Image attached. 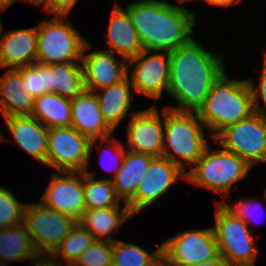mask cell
Listing matches in <instances>:
<instances>
[{"label":"cell","instance_id":"ba28073f","mask_svg":"<svg viewBox=\"0 0 266 266\" xmlns=\"http://www.w3.org/2000/svg\"><path fill=\"white\" fill-rule=\"evenodd\" d=\"M78 221L41 202L25 205L22 224L37 253H53Z\"/></svg>","mask_w":266,"mask_h":266},{"label":"cell","instance_id":"5bb4252c","mask_svg":"<svg viewBox=\"0 0 266 266\" xmlns=\"http://www.w3.org/2000/svg\"><path fill=\"white\" fill-rule=\"evenodd\" d=\"M156 104L150 108L138 112H130L131 120L126 126L127 143L126 150L145 153L154 157L163 154L164 143V108L163 119L160 117ZM163 121H162V120Z\"/></svg>","mask_w":266,"mask_h":266},{"label":"cell","instance_id":"3957f363","mask_svg":"<svg viewBox=\"0 0 266 266\" xmlns=\"http://www.w3.org/2000/svg\"><path fill=\"white\" fill-rule=\"evenodd\" d=\"M254 113L252 92L247 79H232L224 72L213 84L197 114L214 138L221 130Z\"/></svg>","mask_w":266,"mask_h":266},{"label":"cell","instance_id":"d6986e66","mask_svg":"<svg viewBox=\"0 0 266 266\" xmlns=\"http://www.w3.org/2000/svg\"><path fill=\"white\" fill-rule=\"evenodd\" d=\"M106 35L108 49L118 57L129 60L143 51L139 36L125 9L114 2ZM115 51V52H114Z\"/></svg>","mask_w":266,"mask_h":266},{"label":"cell","instance_id":"74e56055","mask_svg":"<svg viewBox=\"0 0 266 266\" xmlns=\"http://www.w3.org/2000/svg\"><path fill=\"white\" fill-rule=\"evenodd\" d=\"M31 261H34L31 266H63L61 260L52 253H37Z\"/></svg>","mask_w":266,"mask_h":266},{"label":"cell","instance_id":"ee69618b","mask_svg":"<svg viewBox=\"0 0 266 266\" xmlns=\"http://www.w3.org/2000/svg\"><path fill=\"white\" fill-rule=\"evenodd\" d=\"M187 1L190 2V1H193V0H177V2L180 3V4H181V3H185V2H187Z\"/></svg>","mask_w":266,"mask_h":266},{"label":"cell","instance_id":"44dd1931","mask_svg":"<svg viewBox=\"0 0 266 266\" xmlns=\"http://www.w3.org/2000/svg\"><path fill=\"white\" fill-rule=\"evenodd\" d=\"M131 91L134 93L128 75L120 82L94 91L103 119L113 131L126 118V115L129 114L132 99Z\"/></svg>","mask_w":266,"mask_h":266},{"label":"cell","instance_id":"603a6c76","mask_svg":"<svg viewBox=\"0 0 266 266\" xmlns=\"http://www.w3.org/2000/svg\"><path fill=\"white\" fill-rule=\"evenodd\" d=\"M134 216L129 206L125 203L120 206L85 210L82 218L78 221L96 240L114 243L118 239L110 237L119 230L123 222ZM117 230V231H115Z\"/></svg>","mask_w":266,"mask_h":266},{"label":"cell","instance_id":"83f0119b","mask_svg":"<svg viewBox=\"0 0 266 266\" xmlns=\"http://www.w3.org/2000/svg\"><path fill=\"white\" fill-rule=\"evenodd\" d=\"M88 169L83 172L85 210L120 206L121 199L116 194L112 180L96 179V175Z\"/></svg>","mask_w":266,"mask_h":266},{"label":"cell","instance_id":"bcb514c9","mask_svg":"<svg viewBox=\"0 0 266 266\" xmlns=\"http://www.w3.org/2000/svg\"><path fill=\"white\" fill-rule=\"evenodd\" d=\"M264 198H265V200H266V190L264 191V196H263Z\"/></svg>","mask_w":266,"mask_h":266},{"label":"cell","instance_id":"7bdbcfd3","mask_svg":"<svg viewBox=\"0 0 266 266\" xmlns=\"http://www.w3.org/2000/svg\"><path fill=\"white\" fill-rule=\"evenodd\" d=\"M5 9L4 8H2V7H0V11L1 12H3ZM3 26H2V21H1V19H0V37L2 36V28Z\"/></svg>","mask_w":266,"mask_h":266},{"label":"cell","instance_id":"9c48e42d","mask_svg":"<svg viewBox=\"0 0 266 266\" xmlns=\"http://www.w3.org/2000/svg\"><path fill=\"white\" fill-rule=\"evenodd\" d=\"M214 143L243 158L252 167L266 162V117L254 112L221 130Z\"/></svg>","mask_w":266,"mask_h":266},{"label":"cell","instance_id":"52a82bcc","mask_svg":"<svg viewBox=\"0 0 266 266\" xmlns=\"http://www.w3.org/2000/svg\"><path fill=\"white\" fill-rule=\"evenodd\" d=\"M67 17L55 15L37 26L36 62L45 65L81 62L87 40L65 21Z\"/></svg>","mask_w":266,"mask_h":266},{"label":"cell","instance_id":"30bf717a","mask_svg":"<svg viewBox=\"0 0 266 266\" xmlns=\"http://www.w3.org/2000/svg\"><path fill=\"white\" fill-rule=\"evenodd\" d=\"M161 244L162 266H194L220 257L212 227L180 231Z\"/></svg>","mask_w":266,"mask_h":266},{"label":"cell","instance_id":"4dcf8cb0","mask_svg":"<svg viewBox=\"0 0 266 266\" xmlns=\"http://www.w3.org/2000/svg\"><path fill=\"white\" fill-rule=\"evenodd\" d=\"M22 75L23 89L35 98L49 93L48 65L34 62L16 69Z\"/></svg>","mask_w":266,"mask_h":266},{"label":"cell","instance_id":"484cf974","mask_svg":"<svg viewBox=\"0 0 266 266\" xmlns=\"http://www.w3.org/2000/svg\"><path fill=\"white\" fill-rule=\"evenodd\" d=\"M48 68L49 92L71 100L86 89L81 62L50 64Z\"/></svg>","mask_w":266,"mask_h":266},{"label":"cell","instance_id":"1f68e13d","mask_svg":"<svg viewBox=\"0 0 266 266\" xmlns=\"http://www.w3.org/2000/svg\"><path fill=\"white\" fill-rule=\"evenodd\" d=\"M25 205L12 192L0 186V229L22 224Z\"/></svg>","mask_w":266,"mask_h":266},{"label":"cell","instance_id":"8d00e7d4","mask_svg":"<svg viewBox=\"0 0 266 266\" xmlns=\"http://www.w3.org/2000/svg\"><path fill=\"white\" fill-rule=\"evenodd\" d=\"M78 0H45L43 10L48 14L68 16Z\"/></svg>","mask_w":266,"mask_h":266},{"label":"cell","instance_id":"d6a6232c","mask_svg":"<svg viewBox=\"0 0 266 266\" xmlns=\"http://www.w3.org/2000/svg\"><path fill=\"white\" fill-rule=\"evenodd\" d=\"M113 243L96 240L73 266H112Z\"/></svg>","mask_w":266,"mask_h":266},{"label":"cell","instance_id":"7a4b0ae2","mask_svg":"<svg viewBox=\"0 0 266 266\" xmlns=\"http://www.w3.org/2000/svg\"><path fill=\"white\" fill-rule=\"evenodd\" d=\"M143 50L171 52L193 35L194 13L166 0H137L125 7Z\"/></svg>","mask_w":266,"mask_h":266},{"label":"cell","instance_id":"d4e9b609","mask_svg":"<svg viewBox=\"0 0 266 266\" xmlns=\"http://www.w3.org/2000/svg\"><path fill=\"white\" fill-rule=\"evenodd\" d=\"M30 116L48 129L71 126V102L53 92L35 98Z\"/></svg>","mask_w":266,"mask_h":266},{"label":"cell","instance_id":"ffe728a7","mask_svg":"<svg viewBox=\"0 0 266 266\" xmlns=\"http://www.w3.org/2000/svg\"><path fill=\"white\" fill-rule=\"evenodd\" d=\"M14 141L37 161L46 164L48 128L32 116L4 118Z\"/></svg>","mask_w":266,"mask_h":266},{"label":"cell","instance_id":"e0dca14e","mask_svg":"<svg viewBox=\"0 0 266 266\" xmlns=\"http://www.w3.org/2000/svg\"><path fill=\"white\" fill-rule=\"evenodd\" d=\"M71 126L89 140L110 137L113 130L104 121L93 91L84 90L70 100Z\"/></svg>","mask_w":266,"mask_h":266},{"label":"cell","instance_id":"f6af8a7d","mask_svg":"<svg viewBox=\"0 0 266 266\" xmlns=\"http://www.w3.org/2000/svg\"><path fill=\"white\" fill-rule=\"evenodd\" d=\"M0 266H8V264L2 260H0Z\"/></svg>","mask_w":266,"mask_h":266},{"label":"cell","instance_id":"cb8c5ba5","mask_svg":"<svg viewBox=\"0 0 266 266\" xmlns=\"http://www.w3.org/2000/svg\"><path fill=\"white\" fill-rule=\"evenodd\" d=\"M153 158L154 156L149 154L126 150L122 167L112 179L116 194L124 203L135 195Z\"/></svg>","mask_w":266,"mask_h":266},{"label":"cell","instance_id":"e575fe53","mask_svg":"<svg viewBox=\"0 0 266 266\" xmlns=\"http://www.w3.org/2000/svg\"><path fill=\"white\" fill-rule=\"evenodd\" d=\"M263 69H262V75L260 77V82L258 83V87H255L253 84L252 79H247L251 92H252V98H253V108L254 112L258 113L259 115L266 117V52L264 56V62H263ZM261 98V102H263L264 106L259 105V100Z\"/></svg>","mask_w":266,"mask_h":266},{"label":"cell","instance_id":"ac0fdd59","mask_svg":"<svg viewBox=\"0 0 266 266\" xmlns=\"http://www.w3.org/2000/svg\"><path fill=\"white\" fill-rule=\"evenodd\" d=\"M37 58V26L5 32L0 37V68L32 65Z\"/></svg>","mask_w":266,"mask_h":266},{"label":"cell","instance_id":"6da1fadb","mask_svg":"<svg viewBox=\"0 0 266 266\" xmlns=\"http://www.w3.org/2000/svg\"><path fill=\"white\" fill-rule=\"evenodd\" d=\"M206 50L192 37L169 52L170 77L167 92L178 106L165 108L198 114L213 84L225 72L222 56Z\"/></svg>","mask_w":266,"mask_h":266},{"label":"cell","instance_id":"d590c367","mask_svg":"<svg viewBox=\"0 0 266 266\" xmlns=\"http://www.w3.org/2000/svg\"><path fill=\"white\" fill-rule=\"evenodd\" d=\"M238 199H239L238 203L232 204L233 206L227 204V202L224 200L217 201V202H222L229 211H231L235 216L242 219L248 225L252 222L251 221L252 219L250 218V215H251L250 210L252 209V207H254L253 203H254V205H256L257 203L255 204V202H254V200H252V198L249 200H242L239 197ZM251 200L253 203L251 202Z\"/></svg>","mask_w":266,"mask_h":266},{"label":"cell","instance_id":"277c9868","mask_svg":"<svg viewBox=\"0 0 266 266\" xmlns=\"http://www.w3.org/2000/svg\"><path fill=\"white\" fill-rule=\"evenodd\" d=\"M207 129L197 114L181 113L164 107L163 157L178 165L185 173L209 145L204 136Z\"/></svg>","mask_w":266,"mask_h":266},{"label":"cell","instance_id":"9a60e30c","mask_svg":"<svg viewBox=\"0 0 266 266\" xmlns=\"http://www.w3.org/2000/svg\"><path fill=\"white\" fill-rule=\"evenodd\" d=\"M53 173L41 196V203L79 221L85 211L83 172Z\"/></svg>","mask_w":266,"mask_h":266},{"label":"cell","instance_id":"5b68a950","mask_svg":"<svg viewBox=\"0 0 266 266\" xmlns=\"http://www.w3.org/2000/svg\"><path fill=\"white\" fill-rule=\"evenodd\" d=\"M252 166L237 154L225 149L211 150L209 145L202 156L186 171V181L229 197L231 188L246 178Z\"/></svg>","mask_w":266,"mask_h":266},{"label":"cell","instance_id":"f1b7e54d","mask_svg":"<svg viewBox=\"0 0 266 266\" xmlns=\"http://www.w3.org/2000/svg\"><path fill=\"white\" fill-rule=\"evenodd\" d=\"M112 266H162V244L149 253L138 245L116 240L113 243Z\"/></svg>","mask_w":266,"mask_h":266},{"label":"cell","instance_id":"f35d334b","mask_svg":"<svg viewBox=\"0 0 266 266\" xmlns=\"http://www.w3.org/2000/svg\"><path fill=\"white\" fill-rule=\"evenodd\" d=\"M205 2H207L208 4L211 5H216L219 7H230L231 5H235V4H239L242 0H204Z\"/></svg>","mask_w":266,"mask_h":266},{"label":"cell","instance_id":"2e32d148","mask_svg":"<svg viewBox=\"0 0 266 266\" xmlns=\"http://www.w3.org/2000/svg\"><path fill=\"white\" fill-rule=\"evenodd\" d=\"M91 48L87 41L81 59L86 90L97 91L122 81L128 75V60L118 61L116 54L103 49L86 53Z\"/></svg>","mask_w":266,"mask_h":266},{"label":"cell","instance_id":"7c38bea8","mask_svg":"<svg viewBox=\"0 0 266 266\" xmlns=\"http://www.w3.org/2000/svg\"><path fill=\"white\" fill-rule=\"evenodd\" d=\"M152 53V54H150ZM148 54H150L148 56ZM134 66L131 76L129 70ZM128 77L136 94L160 100L168 90L170 61L168 52L143 50L128 60Z\"/></svg>","mask_w":266,"mask_h":266},{"label":"cell","instance_id":"60d3db41","mask_svg":"<svg viewBox=\"0 0 266 266\" xmlns=\"http://www.w3.org/2000/svg\"><path fill=\"white\" fill-rule=\"evenodd\" d=\"M16 1L17 0H0V7L6 10L10 5H13Z\"/></svg>","mask_w":266,"mask_h":266},{"label":"cell","instance_id":"8fae6325","mask_svg":"<svg viewBox=\"0 0 266 266\" xmlns=\"http://www.w3.org/2000/svg\"><path fill=\"white\" fill-rule=\"evenodd\" d=\"M96 141L89 140L72 126L50 128L46 165L60 172H84L89 167Z\"/></svg>","mask_w":266,"mask_h":266},{"label":"cell","instance_id":"ab89813d","mask_svg":"<svg viewBox=\"0 0 266 266\" xmlns=\"http://www.w3.org/2000/svg\"><path fill=\"white\" fill-rule=\"evenodd\" d=\"M194 266H229V265L222 257H219L218 259L202 262Z\"/></svg>","mask_w":266,"mask_h":266},{"label":"cell","instance_id":"7402d4cb","mask_svg":"<svg viewBox=\"0 0 266 266\" xmlns=\"http://www.w3.org/2000/svg\"><path fill=\"white\" fill-rule=\"evenodd\" d=\"M0 77V112L9 116H30L35 97L26 92L22 85V75L16 69H6Z\"/></svg>","mask_w":266,"mask_h":266},{"label":"cell","instance_id":"b9f144b4","mask_svg":"<svg viewBox=\"0 0 266 266\" xmlns=\"http://www.w3.org/2000/svg\"><path fill=\"white\" fill-rule=\"evenodd\" d=\"M23 2L31 3L33 5L37 6H42L45 3V0H22Z\"/></svg>","mask_w":266,"mask_h":266},{"label":"cell","instance_id":"4316f807","mask_svg":"<svg viewBox=\"0 0 266 266\" xmlns=\"http://www.w3.org/2000/svg\"><path fill=\"white\" fill-rule=\"evenodd\" d=\"M36 254L23 224L0 229V260L6 263L31 261Z\"/></svg>","mask_w":266,"mask_h":266},{"label":"cell","instance_id":"836d02e7","mask_svg":"<svg viewBox=\"0 0 266 266\" xmlns=\"http://www.w3.org/2000/svg\"><path fill=\"white\" fill-rule=\"evenodd\" d=\"M110 137H106V138H102V139H99L100 142H98V144L101 146L99 149H100V152L102 153V155L100 157H103L104 158V155H105V158L106 156H110L108 157L109 160H115L114 161V167H109L108 164L106 166L103 165V160L104 159H101L102 161V166L103 168H105L106 170L108 171H113V174L114 176L112 178H109L110 180H112L116 173L120 170V168L122 167V163H123V160H124V155L126 153V147L124 146L123 143L119 142L116 138H112L111 140L109 139ZM108 140H109V143H108ZM104 143H106L105 146H102ZM113 145V146H110V145ZM110 146V147H109ZM103 148V150L101 151V148ZM107 150V151H106ZM106 151V152H105ZM109 151V152H108ZM111 151V152H110ZM103 152L105 154H103ZM108 152V153H107ZM110 153V154H109ZM115 159H114V158ZM113 158V159H111ZM107 161V160H106ZM117 164H116V163ZM107 163V162H106ZM105 164V163H104ZM113 164V163H112ZM112 166V165H111Z\"/></svg>","mask_w":266,"mask_h":266},{"label":"cell","instance_id":"8992f818","mask_svg":"<svg viewBox=\"0 0 266 266\" xmlns=\"http://www.w3.org/2000/svg\"><path fill=\"white\" fill-rule=\"evenodd\" d=\"M248 226L222 202H216L215 227L212 229L218 244L219 255L229 266L255 265L258 249Z\"/></svg>","mask_w":266,"mask_h":266},{"label":"cell","instance_id":"4fadbf2b","mask_svg":"<svg viewBox=\"0 0 266 266\" xmlns=\"http://www.w3.org/2000/svg\"><path fill=\"white\" fill-rule=\"evenodd\" d=\"M181 178L186 179V173L178 165L166 157H154L135 195L126 203L131 213L135 216L154 204Z\"/></svg>","mask_w":266,"mask_h":266},{"label":"cell","instance_id":"f546056e","mask_svg":"<svg viewBox=\"0 0 266 266\" xmlns=\"http://www.w3.org/2000/svg\"><path fill=\"white\" fill-rule=\"evenodd\" d=\"M95 241V237L77 222L52 254L63 259L62 262L65 260L67 266H73Z\"/></svg>","mask_w":266,"mask_h":266}]
</instances>
